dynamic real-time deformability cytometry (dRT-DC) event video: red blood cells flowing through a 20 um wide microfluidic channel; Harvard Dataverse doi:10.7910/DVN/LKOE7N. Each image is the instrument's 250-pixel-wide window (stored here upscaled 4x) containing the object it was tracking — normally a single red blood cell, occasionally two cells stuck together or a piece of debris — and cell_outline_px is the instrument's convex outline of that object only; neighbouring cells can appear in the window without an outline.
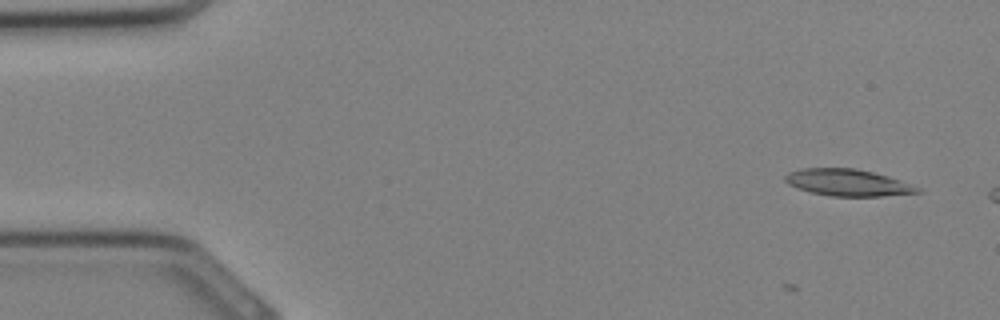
{"species": "Egyptian fruit bat (a non-hibernating species)", "species_latin": "Rousettus aegyptiacus", "temperature_condition": "cold", "stored_images_in_passage": 2, "camera_frame_rate_fps": 3000, "um_per_image_px": 0.085, "animal": {"sex": "female"}, "frame": {"image": 1, "passage_image": 2, "time_ms": 0.333, "image_size_px": [1000, 320], "cell_outline_px": [[924, 192], [880, 196], [832, 196], [812, 192], [796, 188], [788, 184], [784, 180], [784, 176], [788, 172], [800, 168], [856, 168], [888, 176], [924, 188]], "centroid_in_image_um": [72.08, 15.52], "position_along_channel_um": 12.9, "area_um2": 20.81}}